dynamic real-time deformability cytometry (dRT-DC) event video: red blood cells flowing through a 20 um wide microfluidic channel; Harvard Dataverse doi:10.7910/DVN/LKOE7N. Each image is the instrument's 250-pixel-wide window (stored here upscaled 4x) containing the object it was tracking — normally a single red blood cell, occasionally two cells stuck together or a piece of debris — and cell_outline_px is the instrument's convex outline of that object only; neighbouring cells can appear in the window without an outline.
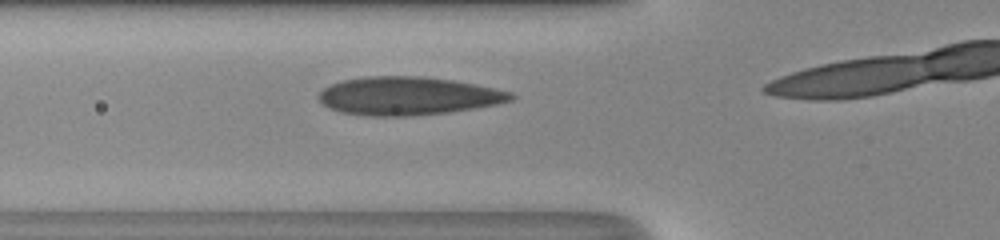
{"species": "human", "species_latin": "Homo sapiens", "temperature_condition": "room temperature", "stored_images_in_passage": 11, "camera_frame_rate_fps": 3000, "um_per_image_px": 0.085, "donor": {"sex": "male"}, "frame": {"image": 1, "passage_image": 7, "time_ms": 2.0, "image_size_px": [1000, 240], "cell_outline_px": [[516, 96], [512, 100], [496, 104], [448, 112], [412, 116], [368, 116], [340, 112], [328, 108], [316, 96], [324, 88], [340, 80], [368, 76], [420, 76], [452, 80], [512, 92]], "centroid_in_image_um": [34.63, 8.16], "position_along_channel_um": 91.2, "area_um2": 42.66}}